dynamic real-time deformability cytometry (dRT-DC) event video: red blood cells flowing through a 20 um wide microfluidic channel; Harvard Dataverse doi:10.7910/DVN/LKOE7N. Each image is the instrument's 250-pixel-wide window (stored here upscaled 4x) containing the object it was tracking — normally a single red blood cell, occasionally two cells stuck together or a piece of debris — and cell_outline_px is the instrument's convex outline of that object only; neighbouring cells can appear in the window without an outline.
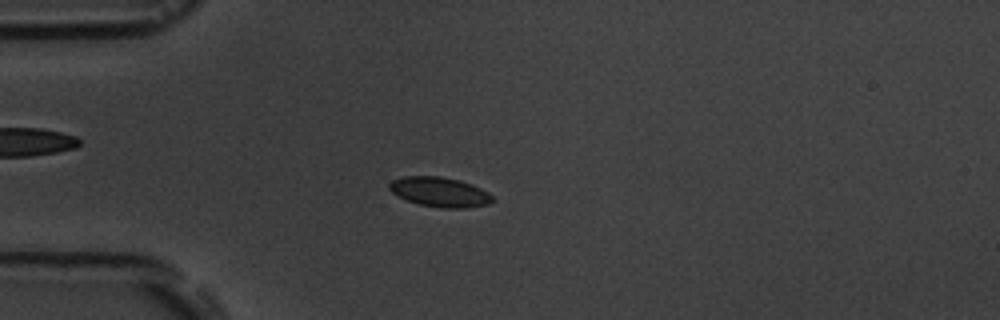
{"species": "common noctule bat (a hibernating species)", "species_latin": "Nyctalus noctula", "temperature_condition": "room temperature", "stored_images_in_passage": 4, "camera_frame_rate_fps": 3000, "um_per_image_px": 0.085, "animal": {"sex": "male", "body_mass_g": 19.5, "forearm_length_mm": 54.6}, "frame": {"image": 1, "passage_image": 4, "time_ms": 3.333, "image_size_px": [1000, 320], "cell_outline_px": [[492, 200], [488, 204], [464, 208], [440, 208], [420, 204], [408, 200], [392, 192], [388, 188], [388, 184], [392, 180], [404, 176], [440, 176], [460, 180], [472, 184], [488, 192], [492, 196]], "centroid_in_image_um": [37.37, 16.31], "position_along_channel_um": 47.6, "area_um2": 17.74}}